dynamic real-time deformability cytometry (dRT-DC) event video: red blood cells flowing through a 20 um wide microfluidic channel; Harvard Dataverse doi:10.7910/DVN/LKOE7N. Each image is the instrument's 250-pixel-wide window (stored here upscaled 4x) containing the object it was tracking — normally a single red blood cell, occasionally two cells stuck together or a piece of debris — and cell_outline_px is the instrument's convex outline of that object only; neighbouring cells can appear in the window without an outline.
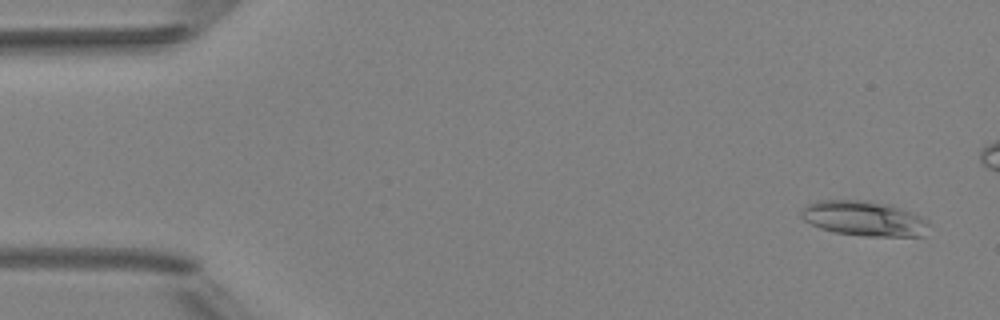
{"species": "Egyptian fruit bat (a non-hibernating species)", "species_latin": "Rousettus aegyptiacus", "temperature_condition": "room temperature", "stored_images_in_passage": 6, "camera_frame_rate_fps": 3000, "um_per_image_px": 0.085, "animal": {"sex": "female"}, "frame": {"image": 1, "passage_image": 1, "time_ms": 0.0, "image_size_px": [1000, 320], "cell_outline_px": [[932, 224], [924, 236], [864, 236], [836, 232], [820, 228], [804, 220], [800, 216], [800, 212], [808, 204], [816, 200], [868, 200], [892, 204], [920, 216]], "centroid_in_image_um": [73.48, 18.56], "position_along_channel_um": 11.5, "area_um2": 26.3}}
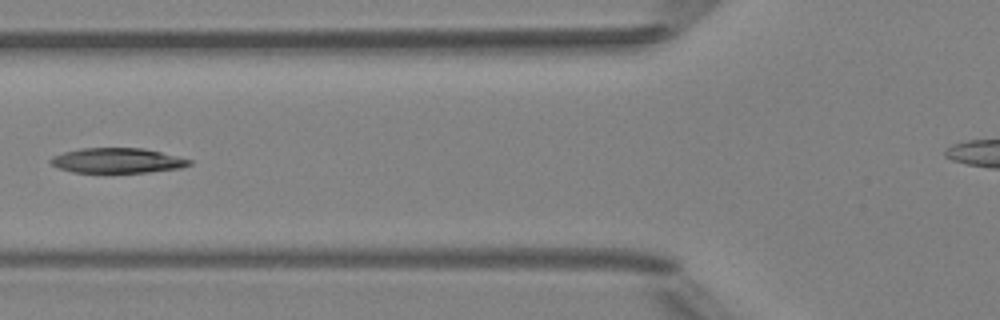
{"frame": {"image": 2, "passage_image": 5, "time_ms": 5.667, "image_size_px": [1000, 320], "cell_outline_px": [[192, 164], [180, 168], [148, 172], [72, 172], [60, 168], [52, 164], [48, 160], [52, 156], [64, 152], [80, 148], [144, 148], [192, 160]], "centroid_in_image_um": [9.96, 13.64], "position_along_channel_um": 115.8, "area_um2": 20.06}}
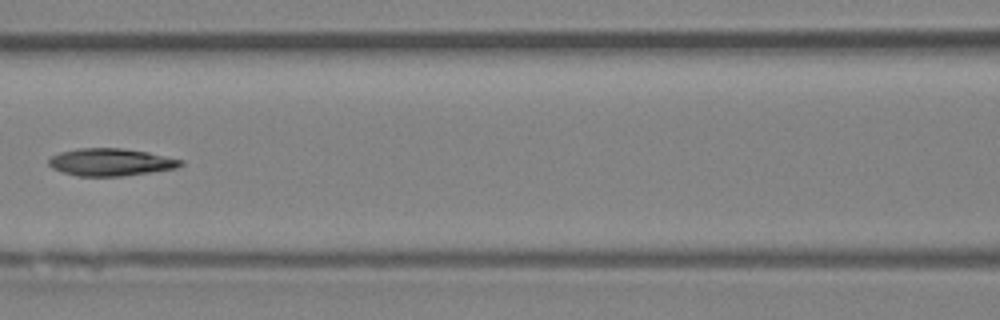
{"frame": {"image": 3, "passage_image": 6, "time_ms": 6.667, "image_size_px": [1000, 320], "cell_outline_px": [[184, 164], [176, 168], [120, 176], [76, 176], [52, 168], [48, 164], [48, 160], [52, 156], [60, 152], [80, 148], [120, 148], [148, 152], [184, 160]], "centroid_in_image_um": [9.41, 13.78], "position_along_channel_um": 157.2, "area_um2": 20.92}}